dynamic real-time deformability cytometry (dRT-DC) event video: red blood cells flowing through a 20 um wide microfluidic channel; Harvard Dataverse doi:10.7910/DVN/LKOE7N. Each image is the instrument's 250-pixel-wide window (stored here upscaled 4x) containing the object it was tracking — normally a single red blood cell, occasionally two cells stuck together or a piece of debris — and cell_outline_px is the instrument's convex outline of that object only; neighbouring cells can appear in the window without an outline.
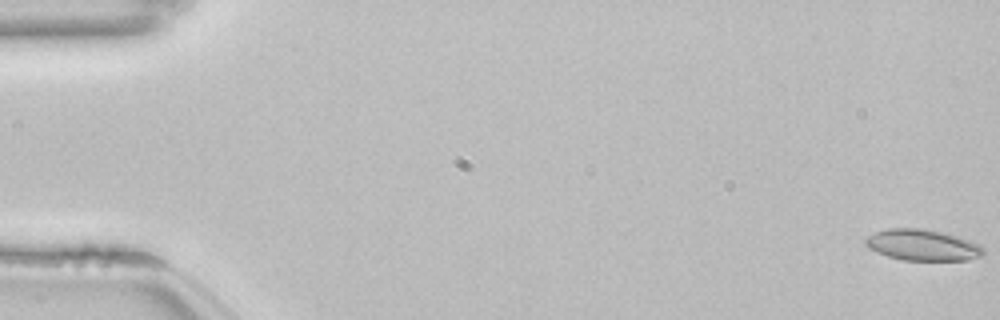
{"species": "common noctule bat (a hibernating species)", "species_latin": "Nyctalus noctula", "temperature_condition": "room temperature", "stored_images_in_passage": 54, "camera_frame_rate_fps": 3000, "um_per_image_px": 0.085, "animal": {"sex": "female", "body_mass_g": 22.7, "forearm_length_mm": 54.2}, "frame": {"image": 1, "passage_image": 1, "time_ms": 0.0, "image_size_px": [1000, 320], "cell_outline_px": [[984, 256], [968, 260], [904, 260], [888, 256], [876, 252], [868, 248], [864, 244], [864, 240], [868, 236], [876, 232], [888, 228], [924, 228], [944, 232], [960, 236], [980, 244], [984, 248]], "centroid_in_image_um": [78.45, 20.82], "position_along_channel_um": 6.5, "area_um2": 21.73}}
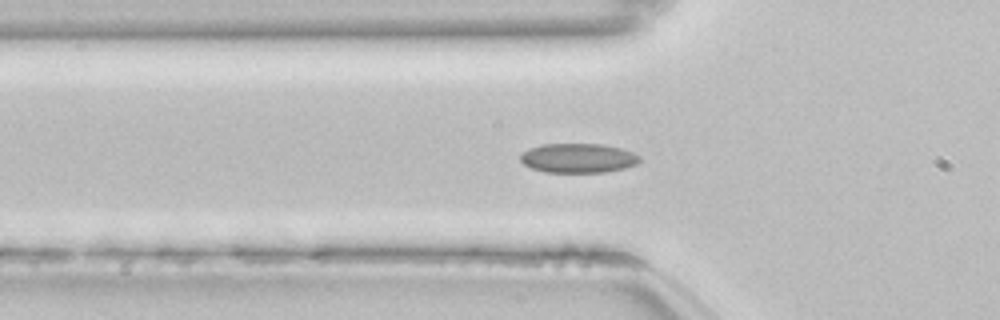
{"frame": {"image": 2, "passage_image": 19, "time_ms": 6.0, "image_size_px": [1000, 320], "cell_outline_px": [[640, 160], [636, 164], [624, 168], [604, 172], [544, 172], [532, 168], [524, 164], [520, 160], [520, 156], [528, 148], [544, 144], [600, 144], [620, 148], [632, 152], [640, 156]], "centroid_in_image_um": [49.13, 13.44], "position_along_channel_um": 76.7, "area_um2": 20.29}}
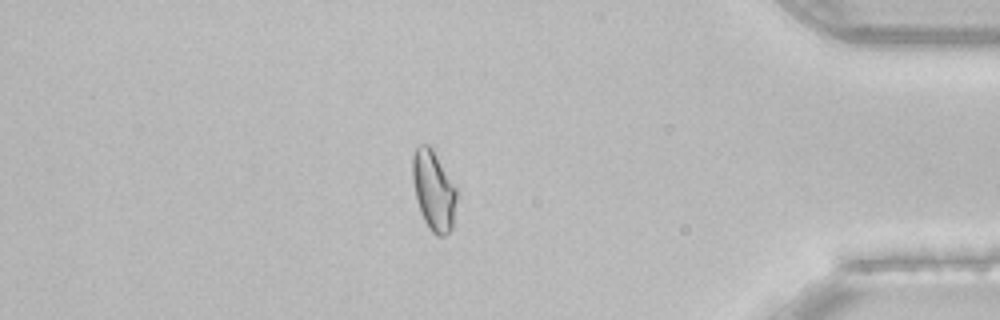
{"frame": {"image": 3, "passage_image": 47, "time_ms": 15.333, "image_size_px": [1000, 320], "cell_outline_px": [[460, 192], [452, 228], [444, 236], [436, 236], [432, 232], [424, 220], [420, 212], [416, 200], [412, 180], [412, 156], [416, 148], [420, 144], [428, 144], [432, 148]], "centroid_in_image_um": [36.89, 16.2], "position_along_channel_um": 398.3, "area_um2": 21.15}, "authors_computed_cell_mechanics": {"area_um2": 20.0566, "velocity_mm_per_s": 3.8364, "shape_relaxation_time_tau1_ms": null, "shape_relaxation_time_tau2_ms": 4.202, "deformation_change_tau1": null, "deformation_change_tau2": 0.0812}}